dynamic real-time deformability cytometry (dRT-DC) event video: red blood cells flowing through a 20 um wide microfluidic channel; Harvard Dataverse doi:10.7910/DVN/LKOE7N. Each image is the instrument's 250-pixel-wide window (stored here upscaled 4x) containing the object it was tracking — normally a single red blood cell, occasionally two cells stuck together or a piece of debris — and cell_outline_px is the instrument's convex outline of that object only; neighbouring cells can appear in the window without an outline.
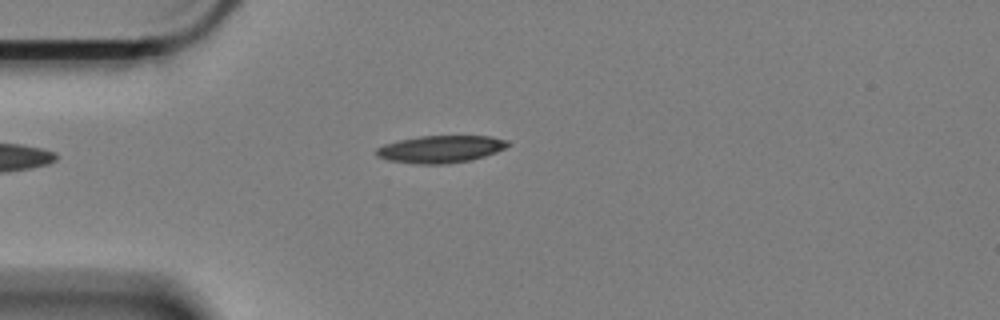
{"species": "Egyptian fruit bat (a non-hibernating species)", "species_latin": "Rousettus aegyptiacus", "temperature_condition": "cold", "stored_images_in_passage": 45, "camera_frame_rate_fps": 3000, "um_per_image_px": 0.085, "animal": {"sex": "female"}, "frame": {"image": 1, "passage_image": 1, "time_ms": 0.0, "image_size_px": [1000, 320], "cell_outline_px": [[512, 144], [496, 152], [484, 156], [468, 160], [440, 164], [416, 164], [388, 160], [376, 156], [376, 148], [384, 144], [400, 140], [420, 136], [492, 136], [508, 140]], "centroid_in_image_um": [37.45, 12.66], "position_along_channel_um": 47.5, "area_um2": 20.81}}
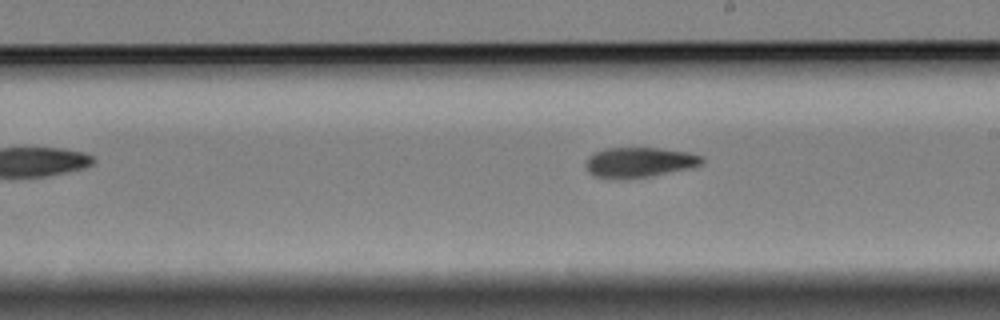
{"frame": {"image": 2, "passage_image": 19, "time_ms": 6.0, "image_size_px": [1000, 320], "cell_outline_px": [[704, 160], [700, 164], [692, 168], [648, 176], [620, 180], [596, 176], [588, 172], [584, 164], [588, 156], [604, 148], [656, 148], [688, 152], [704, 156]], "centroid_in_image_um": [54.32, 13.8], "position_along_channel_um": 234.7, "area_um2": 20.46}}
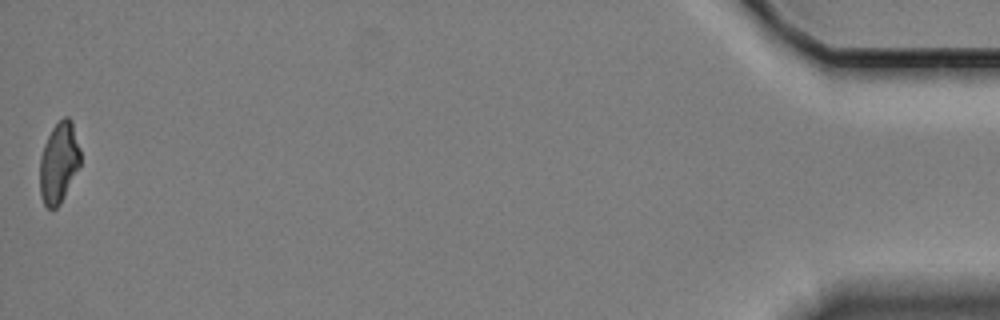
{"frame": {"image": 3, "passage_image": 45, "time_ms": 14.667, "image_size_px": [1000, 320], "cell_outline_px": [[80, 164], [60, 204], [56, 208], [48, 208], [44, 204], [40, 192], [40, 156], [44, 144], [52, 128], [64, 116], [68, 116], [72, 120], [80, 148]], "centroid_in_image_um": [5.0, 13.79], "position_along_channel_um": 430.2, "area_um2": 18.96}, "authors_computed_cell_mechanics": {"area_um2": 20.808, "velocity_mm_per_s": 3.3306, "shape_relaxation_time_tau1_ms": 8.963, "shape_relaxation_time_tau2_ms": 4.5765, "deformation_change_tau1": 0.1764, "deformation_change_tau2": 0.1197}}